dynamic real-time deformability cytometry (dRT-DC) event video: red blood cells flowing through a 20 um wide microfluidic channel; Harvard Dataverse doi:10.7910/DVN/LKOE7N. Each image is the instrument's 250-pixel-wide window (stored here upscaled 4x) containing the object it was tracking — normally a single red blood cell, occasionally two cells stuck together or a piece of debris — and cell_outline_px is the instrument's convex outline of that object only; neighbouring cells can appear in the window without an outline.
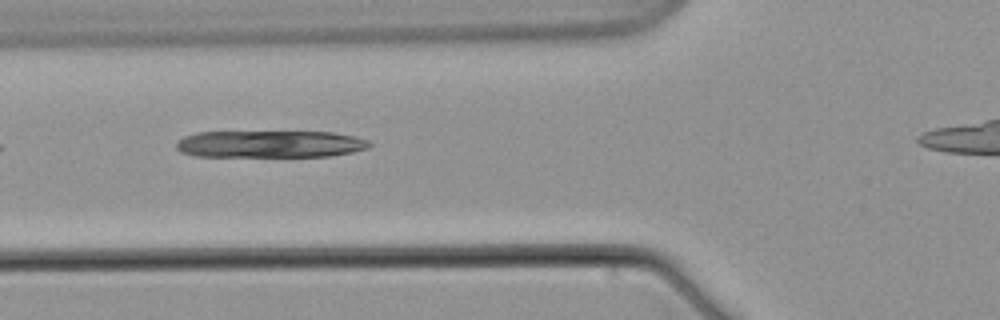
{"species": "common noctule bat (a hibernating species)", "species_latin": "Nyctalus noctula", "temperature_condition": "warm", "stored_images_in_passage": 5, "camera_frame_rate_fps": 3000, "um_per_image_px": 0.085, "animal": {"sex": "male", "body_mass_g": 21.5, "forearm_length_mm": 52.0}, "frame": {"image": 1, "passage_image": 3, "time_ms": 3.333, "image_size_px": [1000, 320], "cell_outline_px": [[372, 144], [368, 148], [352, 152], [328, 156], [192, 156], [180, 152], [176, 148], [176, 140], [184, 136], [196, 132], [332, 132], [356, 136], [368, 140]], "centroid_in_image_um": [22.92, 12.24], "position_along_channel_um": 102.9, "area_um2": 30.63}}